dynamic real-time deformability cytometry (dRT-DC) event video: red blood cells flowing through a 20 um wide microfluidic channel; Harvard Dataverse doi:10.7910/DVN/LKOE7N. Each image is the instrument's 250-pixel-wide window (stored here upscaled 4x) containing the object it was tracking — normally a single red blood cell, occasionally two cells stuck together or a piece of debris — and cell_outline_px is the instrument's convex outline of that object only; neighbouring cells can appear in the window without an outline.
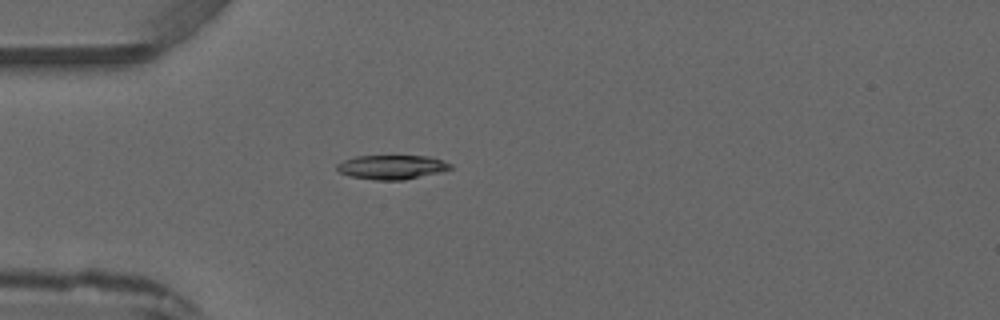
{"species": "common noctule bat (a hibernating species)", "species_latin": "Nyctalus noctula", "temperature_condition": "warm", "stored_images_in_passage": 1, "camera_frame_rate_fps": 3000, "um_per_image_px": 0.085, "animal": {"sex": "male", "forearm_length_mm": 52.5}, "frame": {"image": 1, "passage_image": 1, "time_ms": 0.0, "image_size_px": [1000, 320], "cell_outline_px": [[452, 168], [440, 172], [404, 180], [376, 180], [352, 176], [340, 172], [336, 168], [336, 164], [344, 160], [356, 156], [428, 156], [444, 160], [452, 164]], "centroid_in_image_um": [33.33, 14.2], "position_along_channel_um": 51.7, "area_um2": 15.95}}